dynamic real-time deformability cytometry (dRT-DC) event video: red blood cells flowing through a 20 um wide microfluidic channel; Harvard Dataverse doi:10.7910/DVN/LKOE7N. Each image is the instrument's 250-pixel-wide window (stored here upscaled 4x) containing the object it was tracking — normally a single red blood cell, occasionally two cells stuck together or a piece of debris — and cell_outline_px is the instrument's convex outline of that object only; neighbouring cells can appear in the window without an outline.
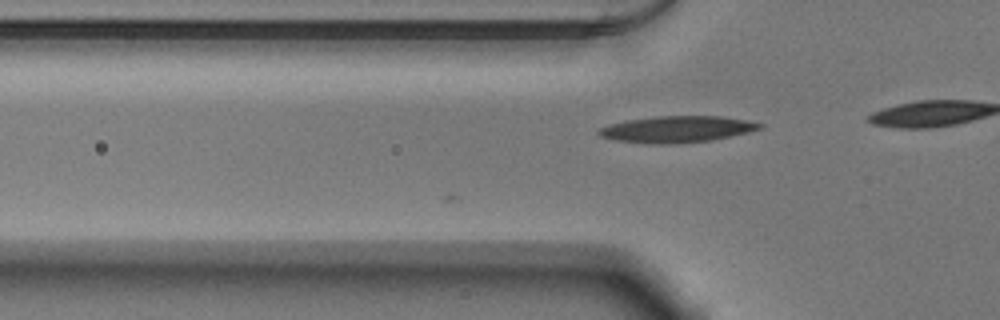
{"species": "Egyptian fruit bat (a non-hibernating species)", "species_latin": "Rousettus aegyptiacus", "temperature_condition": "warm", "stored_images_in_passage": 4, "camera_frame_rate_fps": 3000, "um_per_image_px": 0.085, "animal": {"sex": "male"}, "frame": {"image": 1, "passage_image": 4, "time_ms": 1.0, "image_size_px": [1000, 320], "cell_outline_px": [[764, 124], [760, 128], [748, 132], [712, 140], [676, 144], [652, 144], [616, 140], [600, 136], [596, 132], [600, 128], [608, 124], [628, 120], [656, 116], [720, 116], [744, 120]], "centroid_in_image_um": [57.5, 10.99], "position_along_channel_um": 68.3, "area_um2": 24.68}}